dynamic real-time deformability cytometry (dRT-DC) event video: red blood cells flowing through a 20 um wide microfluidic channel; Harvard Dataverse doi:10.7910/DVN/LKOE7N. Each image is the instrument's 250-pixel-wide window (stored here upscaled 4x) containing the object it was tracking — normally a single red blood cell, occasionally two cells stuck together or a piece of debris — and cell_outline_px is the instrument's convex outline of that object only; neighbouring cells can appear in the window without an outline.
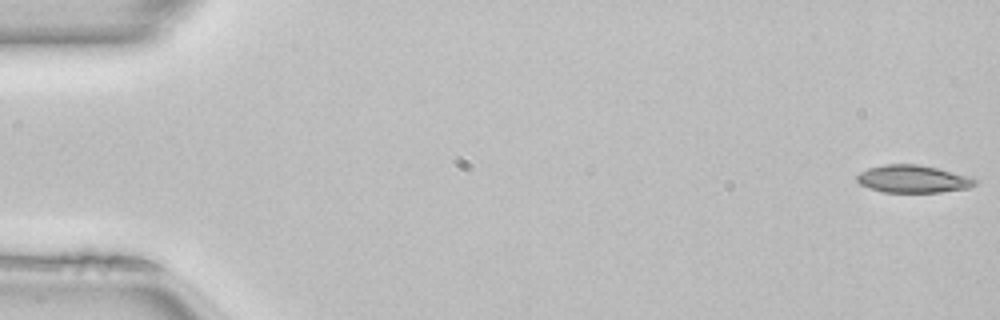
{"species": "common noctule bat (a hibernating species)", "species_latin": "Nyctalus noctula", "temperature_condition": "room temperature", "stored_images_in_passage": 50, "camera_frame_rate_fps": 3000, "um_per_image_px": 0.085, "animal": {"sex": "female", "body_mass_g": 22.7, "forearm_length_mm": 54.2}, "frame": {"image": 1, "passage_image": 1, "time_ms": 0.0, "image_size_px": [1000, 320], "cell_outline_px": [[976, 184], [968, 188], [940, 192], [884, 192], [860, 184], [856, 180], [856, 176], [860, 172], [868, 168], [884, 164], [920, 164], [976, 176]], "centroid_in_image_um": [77.67, 15.19], "position_along_channel_um": 7.3, "area_um2": 19.25}}
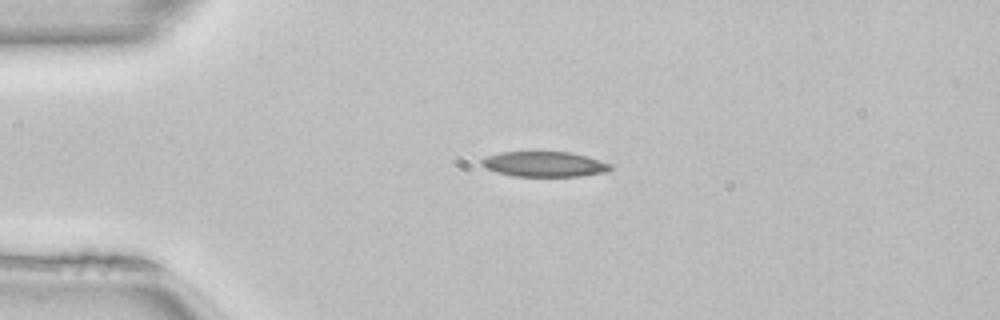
{"frame": {"image": 2, "passage_image": 12, "time_ms": 3.667, "image_size_px": [1000, 320], "cell_outline_px": [[612, 168], [608, 172], [580, 176], [516, 176], [496, 172], [480, 164], [480, 160], [488, 156], [500, 152], [572, 152], [588, 156], [612, 164]], "centroid_in_image_um": [46.32, 13.95], "position_along_channel_um": 38.7, "area_um2": 18.96}}